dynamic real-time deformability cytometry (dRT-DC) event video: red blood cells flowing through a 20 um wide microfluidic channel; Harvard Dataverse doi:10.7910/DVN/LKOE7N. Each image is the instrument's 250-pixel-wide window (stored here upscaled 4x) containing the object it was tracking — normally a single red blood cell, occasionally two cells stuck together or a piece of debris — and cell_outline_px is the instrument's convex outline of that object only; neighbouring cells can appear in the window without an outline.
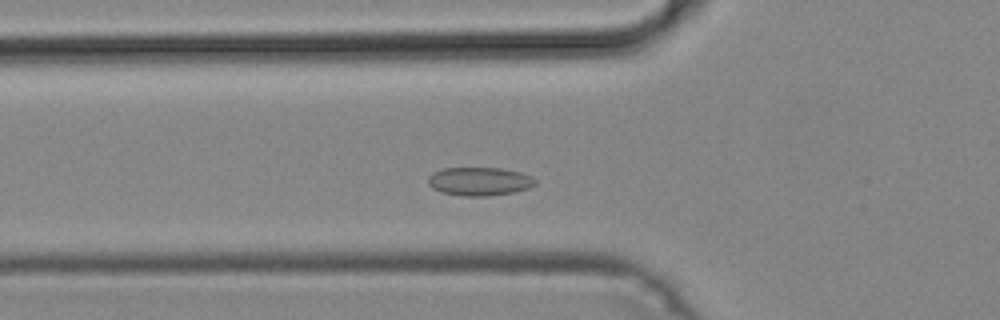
{"species": "common noctule bat (a hibernating species)", "species_latin": "Nyctalus noctula", "temperature_condition": "cold", "stored_images_in_passage": 45, "camera_frame_rate_fps": 3000, "um_per_image_px": 0.085, "animal": {"sex": "male", "body_mass_g": 19.2, "forearm_length_mm": 51.8}, "frame": {"image": 1, "passage_image": 12, "time_ms": 3.667, "image_size_px": [1000, 320], "cell_outline_px": [[536, 184], [528, 188], [512, 192], [488, 196], [464, 196], [440, 192], [432, 188], [428, 184], [428, 176], [432, 172], [444, 168], [500, 168], [520, 172], [532, 176], [536, 180]], "centroid_in_image_um": [40.73, 15.41], "position_along_channel_um": 85.1, "area_um2": 17.8}}
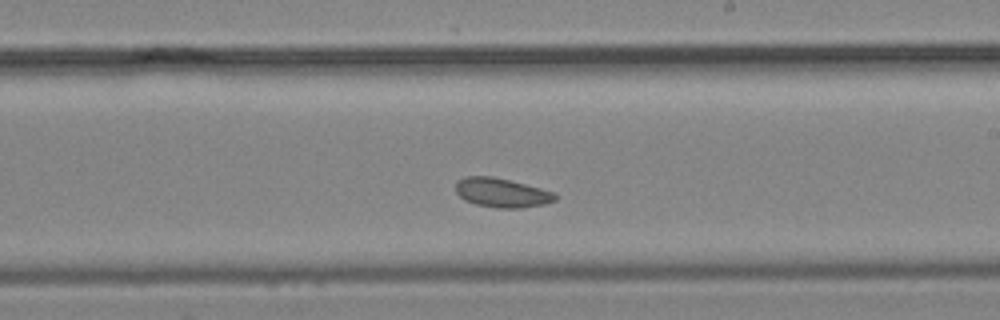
{"frame": {"image": 2, "passage_image": 24, "time_ms": 7.667, "image_size_px": [1000, 320], "cell_outline_px": [[556, 200], [544, 204], [520, 208], [496, 208], [476, 204], [464, 200], [456, 192], [456, 184], [464, 176], [492, 176], [556, 192]], "centroid_in_image_um": [42.65, 16.39], "position_along_channel_um": 246.3, "area_um2": 16.82}}
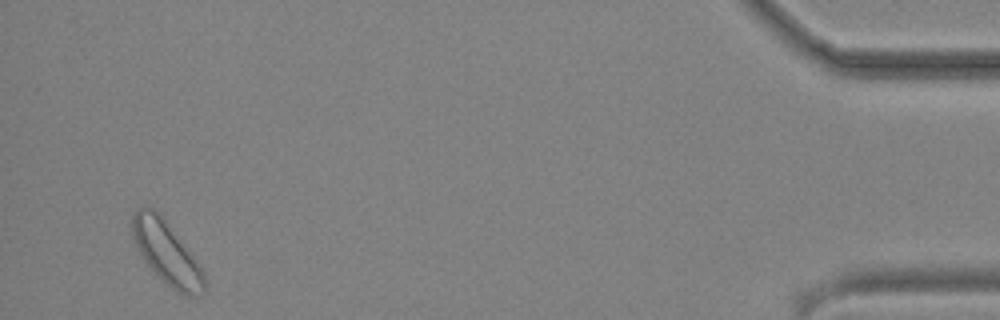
{"frame": {"image": 3, "passage_image": 43, "time_ms": 14.0, "image_size_px": [1000, 320], "cell_outline_px": [[204, 292], [196, 296], [188, 296], [176, 292], [144, 260], [132, 236], [132, 216], [136, 208], [156, 208], [196, 260], [204, 272]], "centroid_in_image_um": [14.16, 21.47], "position_along_channel_um": 421.0, "area_um2": 25.72}}